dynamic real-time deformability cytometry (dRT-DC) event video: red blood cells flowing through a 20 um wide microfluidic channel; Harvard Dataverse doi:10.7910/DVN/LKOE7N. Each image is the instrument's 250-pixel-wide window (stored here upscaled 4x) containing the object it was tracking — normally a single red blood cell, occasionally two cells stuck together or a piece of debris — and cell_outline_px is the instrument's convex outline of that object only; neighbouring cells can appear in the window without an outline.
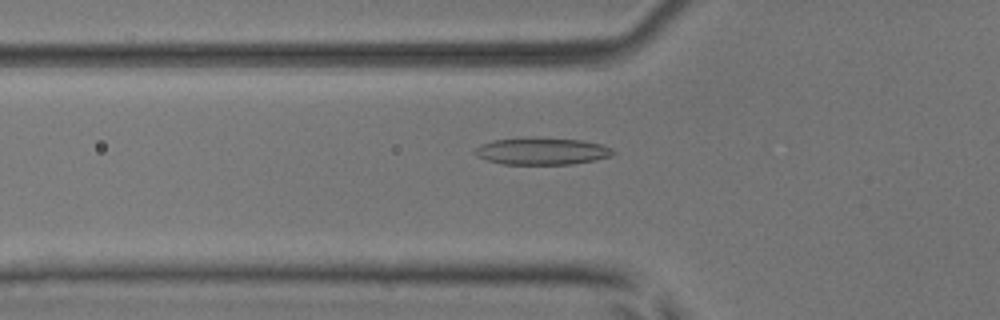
{"species": "common noctule bat (a hibernating species)", "species_latin": "Nyctalus noctula", "temperature_condition": "room temperature", "stored_images_in_passage": 40, "camera_frame_rate_fps": 3000, "um_per_image_px": 0.085, "animal": {"sex": "male", "body_mass_g": 17.9, "forearm_length_mm": 54.2}, "frame": {"image": 1, "passage_image": 5, "time_ms": 1.333, "image_size_px": [1000, 320], "cell_outline_px": [[616, 152], [612, 156], [596, 160], [572, 164], [504, 164], [488, 160], [476, 156], [472, 152], [472, 148], [480, 144], [492, 140], [524, 136], [584, 140], [600, 144], [612, 148]], "centroid_in_image_um": [46.02, 12.83], "position_along_channel_um": 79.8, "area_um2": 22.37}}
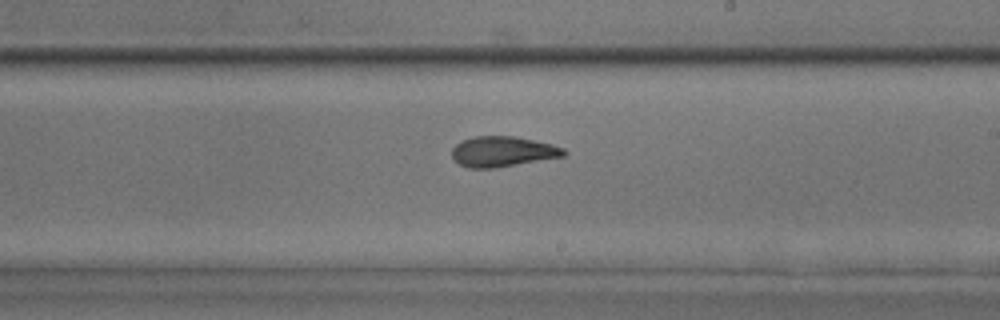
{"frame": {"image": 2, "passage_image": 18, "time_ms": 5.667, "image_size_px": [1000, 320], "cell_outline_px": [[568, 152], [564, 156], [496, 168], [468, 168], [452, 160], [452, 148], [460, 140], [476, 136], [516, 136], [552, 144], [564, 148]], "centroid_in_image_um": [42.71, 12.88], "position_along_channel_um": 246.3, "area_um2": 20.0}}
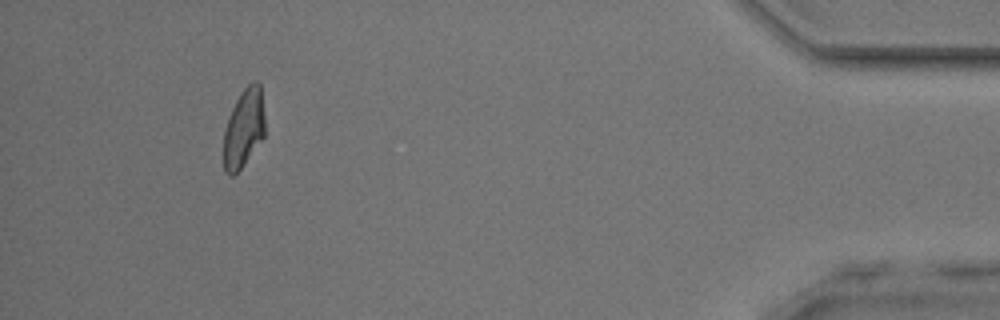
{"frame": {"image": 3, "passage_image": 36, "time_ms": 11.667, "image_size_px": [1000, 320], "cell_outline_px": [[264, 136], [244, 164], [232, 176], [228, 176], [224, 172], [224, 128], [228, 116], [240, 92], [252, 80], [256, 80], [260, 84], [264, 116]], "centroid_in_image_um": [20.7, 10.88], "position_along_channel_um": 414.5, "area_um2": 18.96}, "authors_computed_cell_mechanics": {"area_um2": 19.7965, "velocity_mm_per_s": 3.843, "shape_relaxation_time_tau1_ms": 5.4054, "shape_relaxation_time_tau2_ms": 1.8229, "deformation_change_tau1": 0.178, "deformation_change_tau2": 0.0986}}